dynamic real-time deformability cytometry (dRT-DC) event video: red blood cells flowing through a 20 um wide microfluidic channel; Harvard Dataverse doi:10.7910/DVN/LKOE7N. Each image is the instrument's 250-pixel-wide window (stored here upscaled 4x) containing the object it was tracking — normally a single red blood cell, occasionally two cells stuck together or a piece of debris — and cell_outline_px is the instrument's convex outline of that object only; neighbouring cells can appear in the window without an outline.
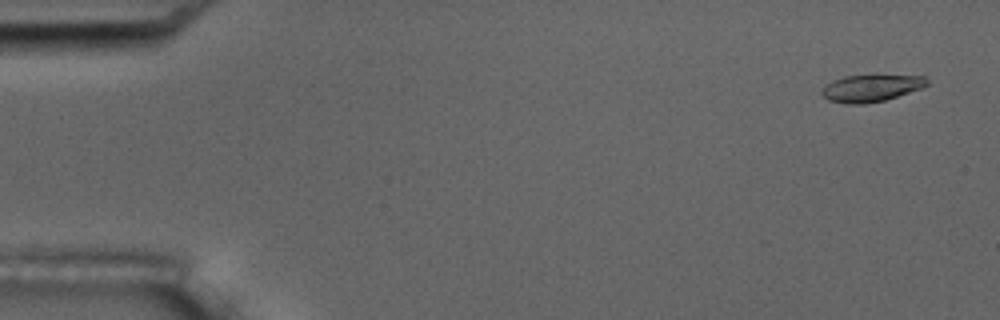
{"species": "common noctule bat (a hibernating species)", "species_latin": "Nyctalus noctula", "temperature_condition": "room temperature", "stored_images_in_passage": 5, "camera_frame_rate_fps": 3000, "um_per_image_px": 0.085, "animal": {"sex": "male", "body_mass_g": 17.5, "forearm_length_mm": 52.3}, "frame": {"image": 1, "passage_image": 1, "time_ms": 0.0, "image_size_px": [1000, 320], "cell_outline_px": [[928, 84], [920, 88], [884, 100], [864, 104], [848, 104], [828, 100], [820, 92], [832, 80], [844, 76], [876, 72], [928, 76]], "centroid_in_image_um": [74.09, 7.42], "position_along_channel_um": 10.9, "area_um2": 17.34}}
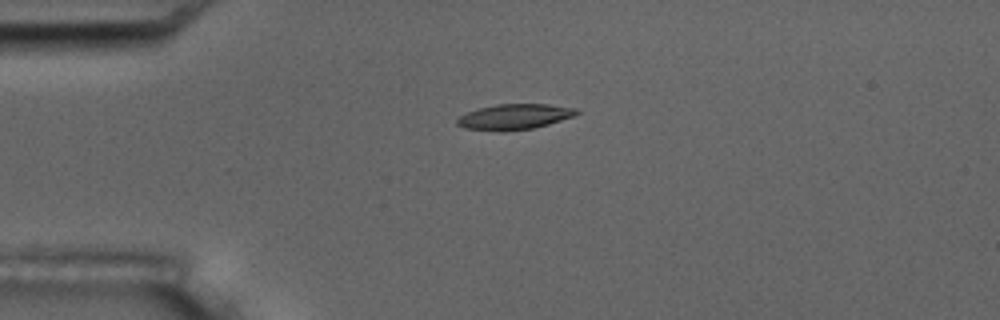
{"frame": {"image": 2, "passage_image": 4, "time_ms": 3.667, "image_size_px": [1000, 320], "cell_outline_px": [[580, 112], [572, 116], [548, 124], [532, 128], [500, 132], [464, 128], [456, 124], [456, 120], [460, 116], [468, 112], [480, 108], [496, 104], [548, 104], [576, 108]], "centroid_in_image_um": [43.69, 9.93], "position_along_channel_um": 41.3, "area_um2": 17.63}}